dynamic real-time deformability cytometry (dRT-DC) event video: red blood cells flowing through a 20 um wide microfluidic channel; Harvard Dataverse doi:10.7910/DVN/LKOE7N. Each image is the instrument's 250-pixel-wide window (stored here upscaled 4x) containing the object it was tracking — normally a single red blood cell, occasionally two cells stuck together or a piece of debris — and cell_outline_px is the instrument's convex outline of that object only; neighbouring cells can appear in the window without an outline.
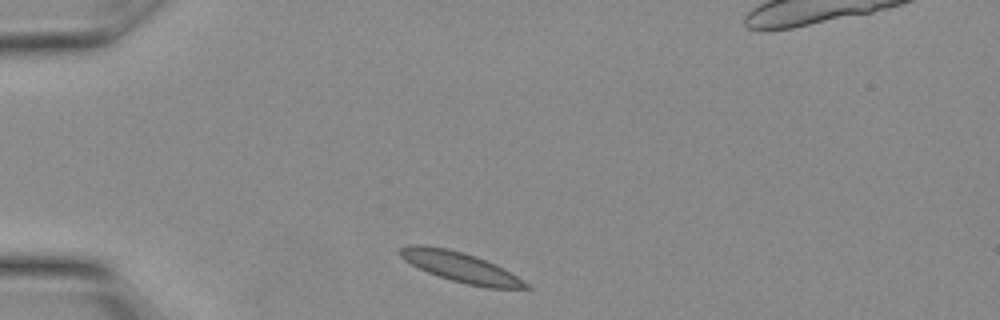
{"species": "Egyptian fruit bat (a non-hibernating species)", "species_latin": "Rousettus aegyptiacus", "temperature_condition": "warm", "stored_images_in_passage": 20, "camera_frame_rate_fps": 3000, "um_per_image_px": 0.085, "animal": {"sex": "female"}, "frame": {"image": 1, "passage_image": 1, "time_ms": 0.0, "image_size_px": [1000, 320], "cell_outline_px": [[532, 288], [484, 288], [452, 280], [428, 272], [404, 260], [400, 256], [400, 248], [412, 244], [416, 244], [448, 248], [476, 256], [496, 264], [524, 280]], "centroid_in_image_um": [39.17, 22.7], "position_along_channel_um": 45.8, "area_um2": 21.73}}
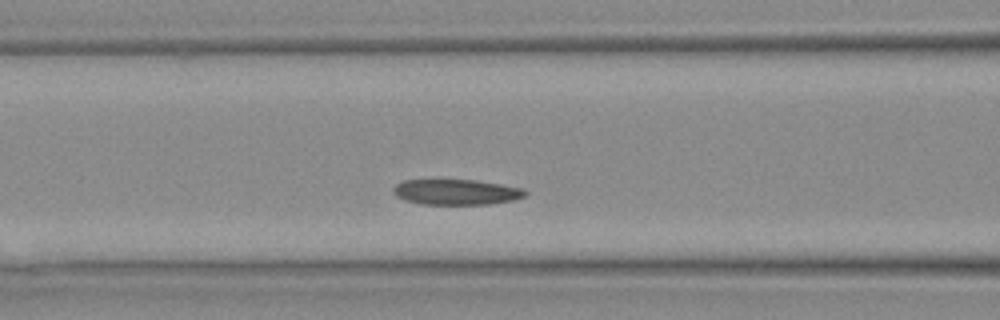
{"frame": {"image": 2, "passage_image": 6, "time_ms": 1.667, "image_size_px": [1000, 320], "cell_outline_px": [[528, 192], [524, 196], [512, 200], [492, 204], [420, 204], [404, 200], [396, 196], [392, 192], [392, 188], [396, 184], [404, 180], [476, 180], [524, 188]], "centroid_in_image_um": [38.76, 16.32], "position_along_channel_um": 127.8, "area_um2": 19.65}}
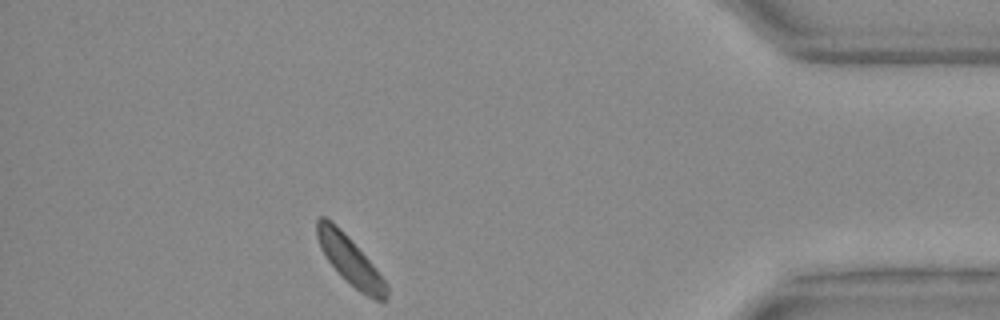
{"frame": {"image": 3, "passage_image": 20, "time_ms": 6.333, "image_size_px": [1000, 320], "cell_outline_px": [[388, 296], [384, 304], [360, 292], [344, 280], [328, 260], [320, 248], [316, 236], [316, 220], [320, 216], [324, 216], [332, 220], [344, 232], [372, 264], [388, 284]], "centroid_in_image_um": [29.75, 22.15], "position_along_channel_um": 405.5, "area_um2": 19.71}}